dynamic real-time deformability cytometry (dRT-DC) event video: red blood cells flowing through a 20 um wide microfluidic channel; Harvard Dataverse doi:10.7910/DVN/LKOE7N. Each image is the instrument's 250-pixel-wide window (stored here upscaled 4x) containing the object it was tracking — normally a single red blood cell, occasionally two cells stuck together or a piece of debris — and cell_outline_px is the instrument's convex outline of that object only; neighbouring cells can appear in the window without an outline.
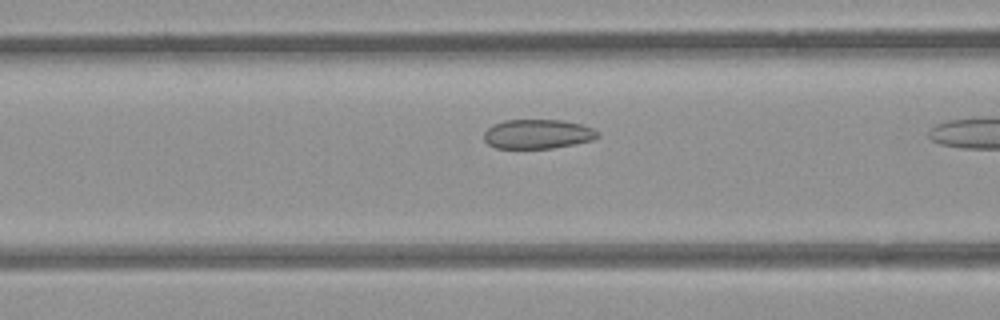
{"species": "common noctule bat (a hibernating species)", "species_latin": "Nyctalus noctula", "temperature_condition": "room temperature", "stored_images_in_passage": 7, "camera_frame_rate_fps": 3000, "um_per_image_px": 0.085, "animal": {"sex": "female", "body_mass_g": 21.9}, "frame": {"image": 1, "passage_image": 6, "time_ms": 1.667, "image_size_px": [1000, 320], "cell_outline_px": [[600, 136], [592, 140], [552, 148], [496, 148], [488, 144], [484, 140], [484, 132], [492, 124], [504, 120], [560, 120], [580, 124], [592, 128], [600, 132]], "centroid_in_image_um": [45.68, 11.39], "position_along_channel_um": 120.9, "area_um2": 19.42}}